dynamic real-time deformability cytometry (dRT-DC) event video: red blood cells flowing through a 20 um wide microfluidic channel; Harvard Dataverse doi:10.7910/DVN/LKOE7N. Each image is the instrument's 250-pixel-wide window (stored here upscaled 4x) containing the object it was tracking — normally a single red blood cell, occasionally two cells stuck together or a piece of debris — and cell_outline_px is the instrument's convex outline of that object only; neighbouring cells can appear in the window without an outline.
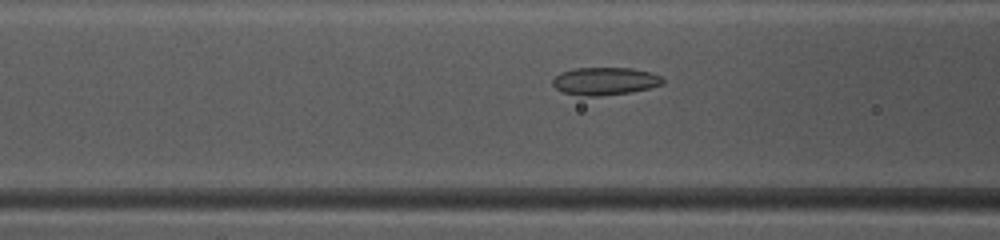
{"species": "common noctule bat (a hibernating species)", "species_latin": "Nyctalus noctula", "temperature_condition": "warm", "stored_images_in_passage": 49, "camera_frame_rate_fps": 3000, "um_per_image_px": 0.085, "animal": {"sex": "female", "body_mass_g": 10.0, "forearm_length_mm": 53.1}, "frame": {"image": 1, "passage_image": 20, "time_ms": 6.333, "image_size_px": [1000, 240], "cell_outline_px": [[664, 84], [632, 92], [600, 96], [580, 96], [564, 92], [556, 88], [552, 84], [552, 80], [560, 72], [572, 68], [632, 68], [652, 72], [660, 76], [664, 80]], "centroid_in_image_um": [51.42, 6.89], "position_along_channel_um": 115.2, "area_um2": 17.92}}
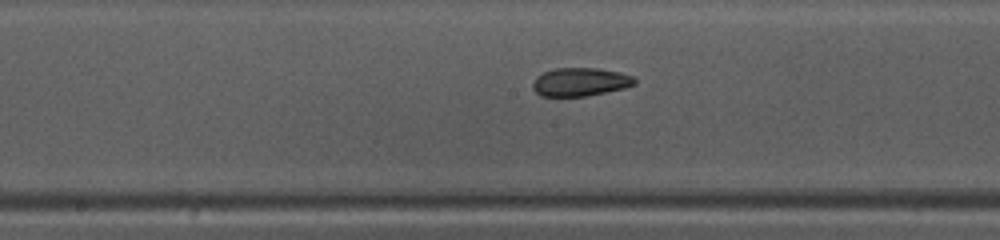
{"frame": {"image": 2, "passage_image": 26, "time_ms": 8.333, "image_size_px": [1000, 240], "cell_outline_px": [[636, 84], [624, 88], [608, 92], [588, 96], [540, 96], [532, 88], [532, 84], [536, 76], [544, 72], [556, 68], [600, 68], [620, 72], [632, 76], [636, 80]], "centroid_in_image_um": [49.33, 6.96], "position_along_channel_um": 198.9, "area_um2": 16.99}}
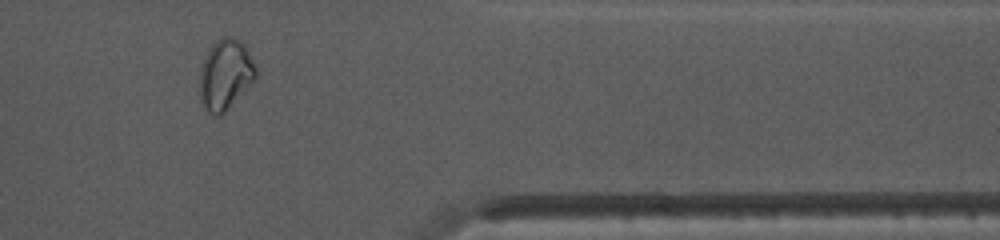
{"frame": {"image": 3, "passage_image": 41, "time_ms": 13.333, "image_size_px": [1000, 240], "cell_outline_px": [[256, 76], [224, 112], [220, 116], [216, 116], [208, 112], [200, 96], [200, 72], [204, 60], [212, 44], [216, 40], [224, 36], [232, 36], [240, 40], [244, 44], [256, 68]], "centroid_in_image_um": [19.14, 6.3], "position_along_channel_um": 392.3, "area_um2": 22.31}, "authors_computed_cell_mechanics": {"area_um2": 19.3052, "velocity_mm_per_s": 4.1613, "shape_relaxation_time_tau1_ms": 4.623, "shape_relaxation_time_tau2_ms": 2.2839, "deformation_change_tau1": 0.1401, "deformation_change_tau2": 0.0803}}